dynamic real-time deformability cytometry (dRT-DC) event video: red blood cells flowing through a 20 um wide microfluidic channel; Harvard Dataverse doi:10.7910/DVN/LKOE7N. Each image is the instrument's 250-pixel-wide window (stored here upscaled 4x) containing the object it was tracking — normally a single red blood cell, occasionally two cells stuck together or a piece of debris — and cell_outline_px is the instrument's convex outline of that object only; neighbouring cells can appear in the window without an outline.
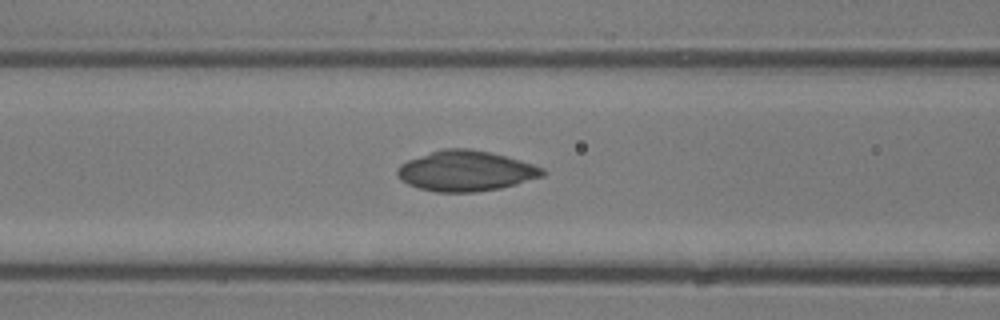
{"species": "common noctule bat (a hibernating species)", "species_latin": "Nyctalus noctula", "temperature_condition": "room temperature", "stored_images_in_passage": 30, "camera_frame_rate_fps": 3000, "um_per_image_px": 0.085, "animal": {"sex": "male", "body_mass_g": 13.3}, "frame": {"image": 1, "passage_image": 5, "time_ms": 1.333, "image_size_px": [1000, 320], "cell_outline_px": [[548, 172], [544, 176], [516, 184], [500, 188], [476, 192], [436, 192], [420, 188], [408, 184], [400, 180], [396, 172], [396, 168], [400, 164], [408, 160], [444, 148], [468, 148], [488, 152], [520, 160], [544, 168]], "centroid_in_image_um": [39.6, 14.54], "position_along_channel_um": 127.0, "area_um2": 34.1}}
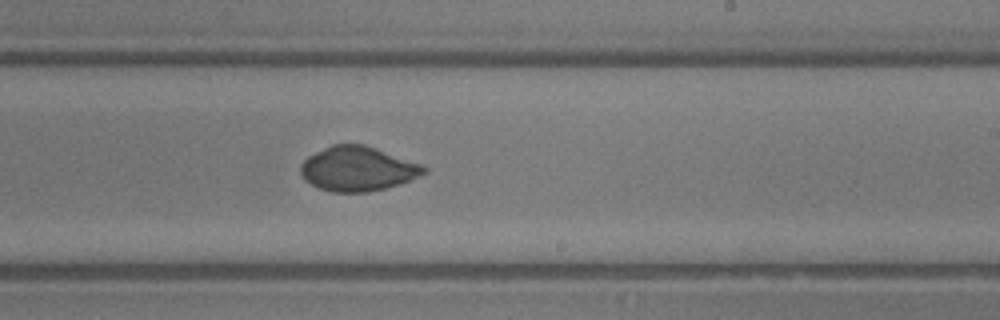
{"frame": {"image": 2, "passage_image": 13, "time_ms": 4.0, "image_size_px": [1000, 320], "cell_outline_px": [[428, 172], [420, 176], [384, 188], [368, 192], [332, 192], [320, 188], [304, 180], [300, 172], [300, 164], [308, 156], [332, 144], [364, 144], [376, 148], [420, 164], [428, 168]], "centroid_in_image_um": [30.38, 14.34], "position_along_channel_um": 258.6, "area_um2": 31.73}}
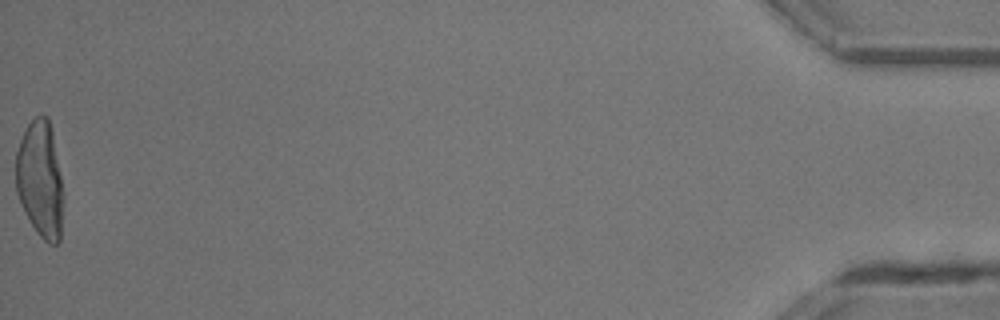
{"frame": {"image": 3, "passage_image": 30, "time_ms": 9.667, "image_size_px": [1000, 320], "cell_outline_px": [[64, 192], [60, 240], [56, 244], [48, 244], [36, 232], [24, 212], [16, 192], [16, 152], [20, 140], [28, 124], [36, 116], [48, 116], [52, 128]], "centroid_in_image_um": [3.43, 15.27], "position_along_channel_um": 431.8, "area_um2": 32.66}}